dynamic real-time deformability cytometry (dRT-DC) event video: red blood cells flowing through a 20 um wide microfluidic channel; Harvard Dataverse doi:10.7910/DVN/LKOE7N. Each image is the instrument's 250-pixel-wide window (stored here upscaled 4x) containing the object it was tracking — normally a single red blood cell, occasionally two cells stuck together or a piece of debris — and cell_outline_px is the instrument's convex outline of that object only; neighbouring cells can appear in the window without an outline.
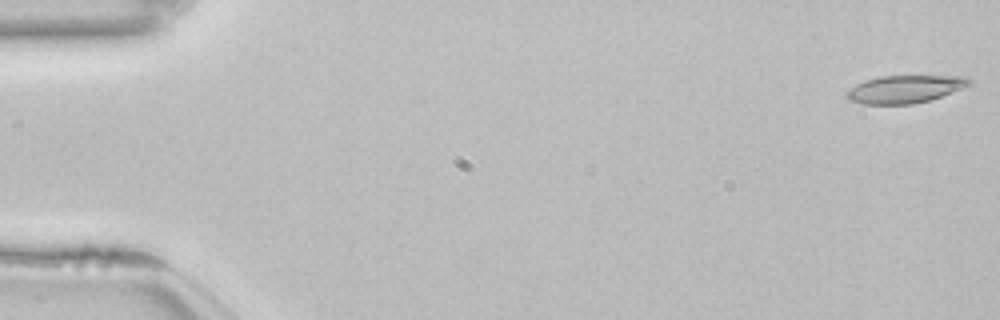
{"species": "common noctule bat (a hibernating species)", "species_latin": "Nyctalus noctula", "temperature_condition": "room temperature", "stored_images_in_passage": 32, "camera_frame_rate_fps": 3000, "um_per_image_px": 0.085, "animal": {"sex": "female", "body_mass_g": 22.7, "forearm_length_mm": 54.2}, "frame": {"image": 1, "passage_image": 1, "time_ms": 0.0, "image_size_px": [1000, 320], "cell_outline_px": [[972, 84], [940, 96], [928, 100], [912, 104], [864, 104], [848, 100], [844, 96], [844, 92], [856, 84], [864, 80], [880, 76], [968, 76], [972, 80]], "centroid_in_image_um": [76.87, 7.57], "position_along_channel_um": 8.1, "area_um2": 19.83}}
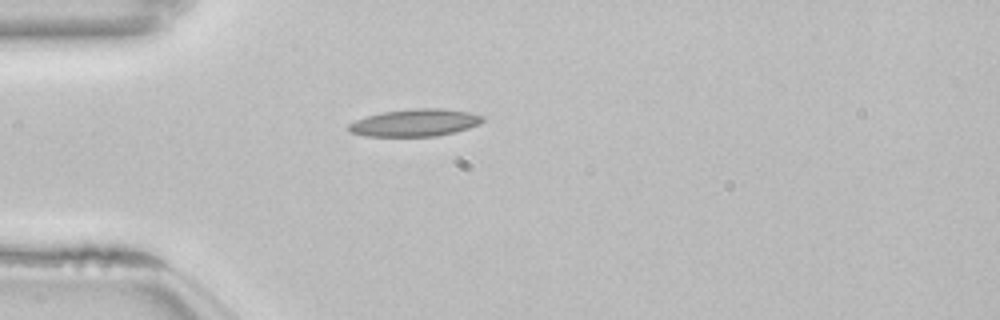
{"frame": {"image": 2, "passage_image": 15, "time_ms": 4.667, "image_size_px": [1000, 320], "cell_outline_px": [[484, 120], [480, 124], [456, 132], [436, 136], [364, 136], [352, 132], [348, 128], [348, 124], [364, 116], [380, 112], [412, 108], [444, 108], [468, 112], [484, 116]], "centroid_in_image_um": [35.28, 10.42], "position_along_channel_um": 49.7, "area_um2": 21.5}}
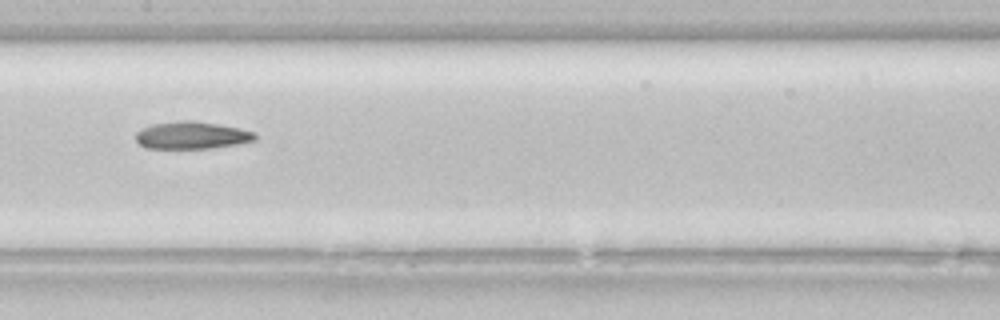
{"frame": {"image": 3, "passage_image": 27, "time_ms": 8.667, "image_size_px": [1000, 320], "cell_outline_px": [[256, 140], [236, 144], [208, 148], [144, 148], [136, 140], [136, 132], [140, 128], [152, 124], [184, 120], [192, 120], [240, 128], [256, 132]], "centroid_in_image_um": [16.28, 11.49], "position_along_channel_um": 191.1, "area_um2": 18.96}}